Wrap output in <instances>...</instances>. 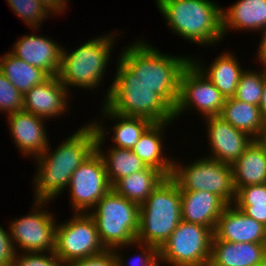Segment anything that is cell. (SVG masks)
<instances>
[{
    "label": "cell",
    "instance_id": "8992f818",
    "mask_svg": "<svg viewBox=\"0 0 266 266\" xmlns=\"http://www.w3.org/2000/svg\"><path fill=\"white\" fill-rule=\"evenodd\" d=\"M93 209L89 214L95 221L100 241L106 250H118L136 242L139 205L111 188Z\"/></svg>",
    "mask_w": 266,
    "mask_h": 266
},
{
    "label": "cell",
    "instance_id": "7a4b0ae2",
    "mask_svg": "<svg viewBox=\"0 0 266 266\" xmlns=\"http://www.w3.org/2000/svg\"><path fill=\"white\" fill-rule=\"evenodd\" d=\"M137 42L128 45L119 59L174 109L179 96L180 75L192 57L170 56L143 40Z\"/></svg>",
    "mask_w": 266,
    "mask_h": 266
},
{
    "label": "cell",
    "instance_id": "52a82bcc",
    "mask_svg": "<svg viewBox=\"0 0 266 266\" xmlns=\"http://www.w3.org/2000/svg\"><path fill=\"white\" fill-rule=\"evenodd\" d=\"M113 36L107 34L88 40L71 53L62 48L58 78L67 90L71 86L94 89L103 81L113 49Z\"/></svg>",
    "mask_w": 266,
    "mask_h": 266
},
{
    "label": "cell",
    "instance_id": "2e32d148",
    "mask_svg": "<svg viewBox=\"0 0 266 266\" xmlns=\"http://www.w3.org/2000/svg\"><path fill=\"white\" fill-rule=\"evenodd\" d=\"M68 94L69 91L58 76H51L43 84L23 94L22 110L43 119L58 117L68 109Z\"/></svg>",
    "mask_w": 266,
    "mask_h": 266
},
{
    "label": "cell",
    "instance_id": "ab89813d",
    "mask_svg": "<svg viewBox=\"0 0 266 266\" xmlns=\"http://www.w3.org/2000/svg\"><path fill=\"white\" fill-rule=\"evenodd\" d=\"M257 59L261 61L260 63L263 64L264 69L266 70V31L262 32V39L257 51Z\"/></svg>",
    "mask_w": 266,
    "mask_h": 266
},
{
    "label": "cell",
    "instance_id": "277c9868",
    "mask_svg": "<svg viewBox=\"0 0 266 266\" xmlns=\"http://www.w3.org/2000/svg\"><path fill=\"white\" fill-rule=\"evenodd\" d=\"M210 0H156L173 33L199 45H212L223 37L221 7Z\"/></svg>",
    "mask_w": 266,
    "mask_h": 266
},
{
    "label": "cell",
    "instance_id": "83f0119b",
    "mask_svg": "<svg viewBox=\"0 0 266 266\" xmlns=\"http://www.w3.org/2000/svg\"><path fill=\"white\" fill-rule=\"evenodd\" d=\"M0 71L22 94L51 77L43 69L17 58L11 51L0 58Z\"/></svg>",
    "mask_w": 266,
    "mask_h": 266
},
{
    "label": "cell",
    "instance_id": "4fadbf2b",
    "mask_svg": "<svg viewBox=\"0 0 266 266\" xmlns=\"http://www.w3.org/2000/svg\"><path fill=\"white\" fill-rule=\"evenodd\" d=\"M68 187L72 208L80 213L92 210L112 188L107 178L104 161L96 149L74 171Z\"/></svg>",
    "mask_w": 266,
    "mask_h": 266
},
{
    "label": "cell",
    "instance_id": "603a6c76",
    "mask_svg": "<svg viewBox=\"0 0 266 266\" xmlns=\"http://www.w3.org/2000/svg\"><path fill=\"white\" fill-rule=\"evenodd\" d=\"M171 122L152 123L140 136L137 144L132 149L147 167L159 170L166 177H171L173 160L163 157V129Z\"/></svg>",
    "mask_w": 266,
    "mask_h": 266
},
{
    "label": "cell",
    "instance_id": "4316f807",
    "mask_svg": "<svg viewBox=\"0 0 266 266\" xmlns=\"http://www.w3.org/2000/svg\"><path fill=\"white\" fill-rule=\"evenodd\" d=\"M166 178L159 170L147 167L119 179L112 189L119 195L141 206L157 186Z\"/></svg>",
    "mask_w": 266,
    "mask_h": 266
},
{
    "label": "cell",
    "instance_id": "484cf974",
    "mask_svg": "<svg viewBox=\"0 0 266 266\" xmlns=\"http://www.w3.org/2000/svg\"><path fill=\"white\" fill-rule=\"evenodd\" d=\"M219 116L254 139H257L266 129V121L260 107L239 101L234 97L225 99Z\"/></svg>",
    "mask_w": 266,
    "mask_h": 266
},
{
    "label": "cell",
    "instance_id": "5b68a950",
    "mask_svg": "<svg viewBox=\"0 0 266 266\" xmlns=\"http://www.w3.org/2000/svg\"><path fill=\"white\" fill-rule=\"evenodd\" d=\"M181 221L180 188L166 177L140 206L136 241L159 249Z\"/></svg>",
    "mask_w": 266,
    "mask_h": 266
},
{
    "label": "cell",
    "instance_id": "44dd1931",
    "mask_svg": "<svg viewBox=\"0 0 266 266\" xmlns=\"http://www.w3.org/2000/svg\"><path fill=\"white\" fill-rule=\"evenodd\" d=\"M92 124L97 131L96 150L104 161L107 178L111 187L119 179L147 168L145 163L133 153L132 149L112 147L108 152L106 151L108 155H105L101 149L102 144H104L103 140L106 138L105 128L101 127V122L93 121Z\"/></svg>",
    "mask_w": 266,
    "mask_h": 266
},
{
    "label": "cell",
    "instance_id": "4dcf8cb0",
    "mask_svg": "<svg viewBox=\"0 0 266 266\" xmlns=\"http://www.w3.org/2000/svg\"><path fill=\"white\" fill-rule=\"evenodd\" d=\"M13 12L18 15L26 25H29L33 30L41 26L43 19L48 18L52 12L44 6L39 0H7Z\"/></svg>",
    "mask_w": 266,
    "mask_h": 266
},
{
    "label": "cell",
    "instance_id": "8fae6325",
    "mask_svg": "<svg viewBox=\"0 0 266 266\" xmlns=\"http://www.w3.org/2000/svg\"><path fill=\"white\" fill-rule=\"evenodd\" d=\"M48 202L35 200L30 214L10 223L9 234L15 253L17 248H21L24 252L34 253L55 251V218L48 213V210L43 209V205Z\"/></svg>",
    "mask_w": 266,
    "mask_h": 266
},
{
    "label": "cell",
    "instance_id": "7c38bea8",
    "mask_svg": "<svg viewBox=\"0 0 266 266\" xmlns=\"http://www.w3.org/2000/svg\"><path fill=\"white\" fill-rule=\"evenodd\" d=\"M225 97L216 86L190 61L179 79V96L174 107V117L186 109L198 110L205 117L219 116Z\"/></svg>",
    "mask_w": 266,
    "mask_h": 266
},
{
    "label": "cell",
    "instance_id": "e575fe53",
    "mask_svg": "<svg viewBox=\"0 0 266 266\" xmlns=\"http://www.w3.org/2000/svg\"><path fill=\"white\" fill-rule=\"evenodd\" d=\"M138 245L142 252L140 255L134 256V260L131 259L132 261L128 260V265L129 266H159V253H158V248L150 245V244H144L140 242H135L134 245ZM137 258V259H136ZM137 260V261H136ZM130 262V263H129ZM138 262V263H137ZM140 264V265H139Z\"/></svg>",
    "mask_w": 266,
    "mask_h": 266
},
{
    "label": "cell",
    "instance_id": "9a60e30c",
    "mask_svg": "<svg viewBox=\"0 0 266 266\" xmlns=\"http://www.w3.org/2000/svg\"><path fill=\"white\" fill-rule=\"evenodd\" d=\"M213 233V239L227 242L266 243V227L234 204L225 207Z\"/></svg>",
    "mask_w": 266,
    "mask_h": 266
},
{
    "label": "cell",
    "instance_id": "7402d4cb",
    "mask_svg": "<svg viewBox=\"0 0 266 266\" xmlns=\"http://www.w3.org/2000/svg\"><path fill=\"white\" fill-rule=\"evenodd\" d=\"M223 36L229 29L266 31V0H239L222 10Z\"/></svg>",
    "mask_w": 266,
    "mask_h": 266
},
{
    "label": "cell",
    "instance_id": "f1b7e54d",
    "mask_svg": "<svg viewBox=\"0 0 266 266\" xmlns=\"http://www.w3.org/2000/svg\"><path fill=\"white\" fill-rule=\"evenodd\" d=\"M103 116L107 118H113L116 120L113 129L112 140L118 148L133 149L137 144L140 136L145 132V130L153 123L149 119L143 117L125 116L113 112L108 109L105 105L102 109ZM119 121V122H118Z\"/></svg>",
    "mask_w": 266,
    "mask_h": 266
},
{
    "label": "cell",
    "instance_id": "5bb4252c",
    "mask_svg": "<svg viewBox=\"0 0 266 266\" xmlns=\"http://www.w3.org/2000/svg\"><path fill=\"white\" fill-rule=\"evenodd\" d=\"M208 140L212 155L208 158L233 165L254 139L236 129L220 116L206 117Z\"/></svg>",
    "mask_w": 266,
    "mask_h": 266
},
{
    "label": "cell",
    "instance_id": "ffe728a7",
    "mask_svg": "<svg viewBox=\"0 0 266 266\" xmlns=\"http://www.w3.org/2000/svg\"><path fill=\"white\" fill-rule=\"evenodd\" d=\"M266 243H234L212 239L209 266H262Z\"/></svg>",
    "mask_w": 266,
    "mask_h": 266
},
{
    "label": "cell",
    "instance_id": "d6a6232c",
    "mask_svg": "<svg viewBox=\"0 0 266 266\" xmlns=\"http://www.w3.org/2000/svg\"><path fill=\"white\" fill-rule=\"evenodd\" d=\"M19 255V256H18ZM11 266H64L55 252H24L14 254Z\"/></svg>",
    "mask_w": 266,
    "mask_h": 266
},
{
    "label": "cell",
    "instance_id": "3957f363",
    "mask_svg": "<svg viewBox=\"0 0 266 266\" xmlns=\"http://www.w3.org/2000/svg\"><path fill=\"white\" fill-rule=\"evenodd\" d=\"M116 76L106 92L104 105L125 116L143 117L153 123L173 122L174 109L153 88L119 59Z\"/></svg>",
    "mask_w": 266,
    "mask_h": 266
},
{
    "label": "cell",
    "instance_id": "f546056e",
    "mask_svg": "<svg viewBox=\"0 0 266 266\" xmlns=\"http://www.w3.org/2000/svg\"><path fill=\"white\" fill-rule=\"evenodd\" d=\"M265 83V69L259 71L245 70L240 77L234 98L245 102L260 105Z\"/></svg>",
    "mask_w": 266,
    "mask_h": 266
},
{
    "label": "cell",
    "instance_id": "e0dca14e",
    "mask_svg": "<svg viewBox=\"0 0 266 266\" xmlns=\"http://www.w3.org/2000/svg\"><path fill=\"white\" fill-rule=\"evenodd\" d=\"M62 48L50 38L32 34L22 36L11 53L24 62L43 69L50 76H58Z\"/></svg>",
    "mask_w": 266,
    "mask_h": 266
},
{
    "label": "cell",
    "instance_id": "9c48e42d",
    "mask_svg": "<svg viewBox=\"0 0 266 266\" xmlns=\"http://www.w3.org/2000/svg\"><path fill=\"white\" fill-rule=\"evenodd\" d=\"M213 236L211 228L182 220L158 249L159 260L170 266H209Z\"/></svg>",
    "mask_w": 266,
    "mask_h": 266
},
{
    "label": "cell",
    "instance_id": "f35d334b",
    "mask_svg": "<svg viewBox=\"0 0 266 266\" xmlns=\"http://www.w3.org/2000/svg\"><path fill=\"white\" fill-rule=\"evenodd\" d=\"M55 16V13L61 14L67 8L68 0H39ZM66 7V8H65Z\"/></svg>",
    "mask_w": 266,
    "mask_h": 266
},
{
    "label": "cell",
    "instance_id": "b9f144b4",
    "mask_svg": "<svg viewBox=\"0 0 266 266\" xmlns=\"http://www.w3.org/2000/svg\"><path fill=\"white\" fill-rule=\"evenodd\" d=\"M113 251H114V254H115V257H116L117 266H125V265H127L125 263V261H123L122 255L121 254L119 255L120 252H118L117 249H113Z\"/></svg>",
    "mask_w": 266,
    "mask_h": 266
},
{
    "label": "cell",
    "instance_id": "8d00e7d4",
    "mask_svg": "<svg viewBox=\"0 0 266 266\" xmlns=\"http://www.w3.org/2000/svg\"><path fill=\"white\" fill-rule=\"evenodd\" d=\"M14 254L9 232L0 226V266H11Z\"/></svg>",
    "mask_w": 266,
    "mask_h": 266
},
{
    "label": "cell",
    "instance_id": "7bdbcfd3",
    "mask_svg": "<svg viewBox=\"0 0 266 266\" xmlns=\"http://www.w3.org/2000/svg\"><path fill=\"white\" fill-rule=\"evenodd\" d=\"M261 146L263 147L265 153H266V129L265 131L257 138Z\"/></svg>",
    "mask_w": 266,
    "mask_h": 266
},
{
    "label": "cell",
    "instance_id": "1f68e13d",
    "mask_svg": "<svg viewBox=\"0 0 266 266\" xmlns=\"http://www.w3.org/2000/svg\"><path fill=\"white\" fill-rule=\"evenodd\" d=\"M23 109V94L0 71V111L7 115Z\"/></svg>",
    "mask_w": 266,
    "mask_h": 266
},
{
    "label": "cell",
    "instance_id": "74e56055",
    "mask_svg": "<svg viewBox=\"0 0 266 266\" xmlns=\"http://www.w3.org/2000/svg\"><path fill=\"white\" fill-rule=\"evenodd\" d=\"M247 216L266 227V205H235Z\"/></svg>",
    "mask_w": 266,
    "mask_h": 266
},
{
    "label": "cell",
    "instance_id": "ba28073f",
    "mask_svg": "<svg viewBox=\"0 0 266 266\" xmlns=\"http://www.w3.org/2000/svg\"><path fill=\"white\" fill-rule=\"evenodd\" d=\"M171 178L180 190L208 191L219 196L227 205L235 201L232 165L208 157L186 166L173 160Z\"/></svg>",
    "mask_w": 266,
    "mask_h": 266
},
{
    "label": "cell",
    "instance_id": "d4e9b609",
    "mask_svg": "<svg viewBox=\"0 0 266 266\" xmlns=\"http://www.w3.org/2000/svg\"><path fill=\"white\" fill-rule=\"evenodd\" d=\"M191 62L216 86L225 99L235 96L238 82L244 72L235 55L229 52L221 53L206 69L205 65L202 68L198 60L196 62L191 59Z\"/></svg>",
    "mask_w": 266,
    "mask_h": 266
},
{
    "label": "cell",
    "instance_id": "6da1fadb",
    "mask_svg": "<svg viewBox=\"0 0 266 266\" xmlns=\"http://www.w3.org/2000/svg\"><path fill=\"white\" fill-rule=\"evenodd\" d=\"M97 131L88 124L79 128L54 151L50 146L37 158V174L34 184L35 199L50 201L68 188L74 171L96 149Z\"/></svg>",
    "mask_w": 266,
    "mask_h": 266
},
{
    "label": "cell",
    "instance_id": "836d02e7",
    "mask_svg": "<svg viewBox=\"0 0 266 266\" xmlns=\"http://www.w3.org/2000/svg\"><path fill=\"white\" fill-rule=\"evenodd\" d=\"M234 205H266V183L240 187Z\"/></svg>",
    "mask_w": 266,
    "mask_h": 266
},
{
    "label": "cell",
    "instance_id": "cb8c5ba5",
    "mask_svg": "<svg viewBox=\"0 0 266 266\" xmlns=\"http://www.w3.org/2000/svg\"><path fill=\"white\" fill-rule=\"evenodd\" d=\"M235 191L240 187L266 183V153L257 139H253L232 165Z\"/></svg>",
    "mask_w": 266,
    "mask_h": 266
},
{
    "label": "cell",
    "instance_id": "ac0fdd59",
    "mask_svg": "<svg viewBox=\"0 0 266 266\" xmlns=\"http://www.w3.org/2000/svg\"><path fill=\"white\" fill-rule=\"evenodd\" d=\"M44 120L24 110L8 115L10 134L22 154L36 158L47 149L49 140Z\"/></svg>",
    "mask_w": 266,
    "mask_h": 266
},
{
    "label": "cell",
    "instance_id": "d590c367",
    "mask_svg": "<svg viewBox=\"0 0 266 266\" xmlns=\"http://www.w3.org/2000/svg\"><path fill=\"white\" fill-rule=\"evenodd\" d=\"M64 266H117L116 257L113 250L104 252L67 263Z\"/></svg>",
    "mask_w": 266,
    "mask_h": 266
},
{
    "label": "cell",
    "instance_id": "30bf717a",
    "mask_svg": "<svg viewBox=\"0 0 266 266\" xmlns=\"http://www.w3.org/2000/svg\"><path fill=\"white\" fill-rule=\"evenodd\" d=\"M58 225V226H57ZM56 225L55 254L63 265L104 252L93 217L75 212L67 222Z\"/></svg>",
    "mask_w": 266,
    "mask_h": 266
},
{
    "label": "cell",
    "instance_id": "60d3db41",
    "mask_svg": "<svg viewBox=\"0 0 266 266\" xmlns=\"http://www.w3.org/2000/svg\"><path fill=\"white\" fill-rule=\"evenodd\" d=\"M260 110L262 113L263 118L266 121V70H265V83H264V89H263V94L261 96V100H260Z\"/></svg>",
    "mask_w": 266,
    "mask_h": 266
},
{
    "label": "cell",
    "instance_id": "d6986e66",
    "mask_svg": "<svg viewBox=\"0 0 266 266\" xmlns=\"http://www.w3.org/2000/svg\"><path fill=\"white\" fill-rule=\"evenodd\" d=\"M182 220L216 227L217 220L227 204L216 194L208 191L180 190Z\"/></svg>",
    "mask_w": 266,
    "mask_h": 266
}]
</instances>
